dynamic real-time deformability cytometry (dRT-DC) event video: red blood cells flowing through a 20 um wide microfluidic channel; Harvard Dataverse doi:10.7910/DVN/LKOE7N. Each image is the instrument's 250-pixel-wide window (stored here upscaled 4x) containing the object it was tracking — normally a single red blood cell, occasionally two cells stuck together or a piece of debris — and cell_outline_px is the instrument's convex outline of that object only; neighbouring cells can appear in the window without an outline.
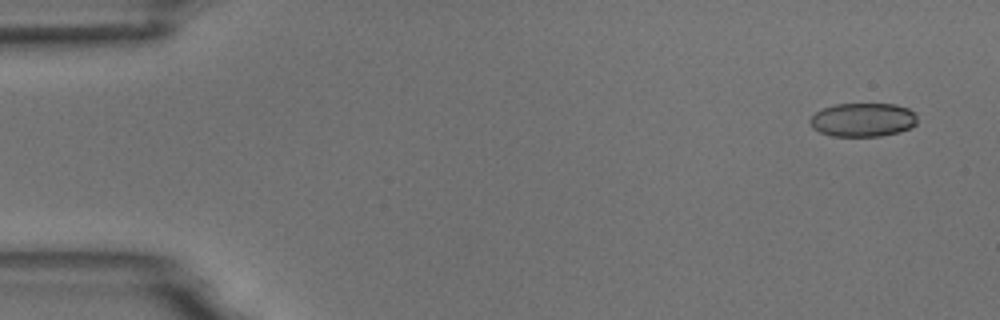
{"species": "common noctule bat (a hibernating species)", "species_latin": "Nyctalus noctula", "temperature_condition": "room temperature", "stored_images_in_passage": 7, "camera_frame_rate_fps": 3000, "um_per_image_px": 0.085, "animal": {"sex": "male", "body_mass_g": 18.8}, "frame": {"image": 1, "passage_image": 1, "time_ms": 0.0, "image_size_px": [1000, 320], "cell_outline_px": [[916, 124], [912, 128], [900, 132], [880, 136], [832, 136], [820, 132], [812, 128], [808, 120], [816, 112], [824, 108], [836, 104], [896, 104], [908, 108], [916, 116]], "centroid_in_image_um": [73.34, 10.19], "position_along_channel_um": 11.7, "area_um2": 21.15}}
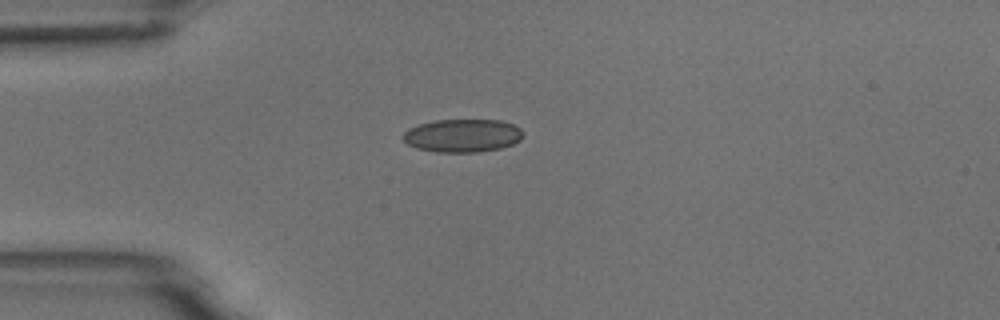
{"frame": {"image": 2, "passage_image": 4, "time_ms": 3.667, "image_size_px": [1000, 320], "cell_outline_px": [[524, 136], [520, 140], [512, 144], [500, 148], [476, 152], [436, 152], [416, 148], [408, 144], [404, 140], [404, 132], [408, 128], [420, 124], [436, 120], [500, 120], [512, 124], [520, 128], [524, 132]], "centroid_in_image_um": [39.33, 11.52], "position_along_channel_um": 45.7, "area_um2": 23.12}}